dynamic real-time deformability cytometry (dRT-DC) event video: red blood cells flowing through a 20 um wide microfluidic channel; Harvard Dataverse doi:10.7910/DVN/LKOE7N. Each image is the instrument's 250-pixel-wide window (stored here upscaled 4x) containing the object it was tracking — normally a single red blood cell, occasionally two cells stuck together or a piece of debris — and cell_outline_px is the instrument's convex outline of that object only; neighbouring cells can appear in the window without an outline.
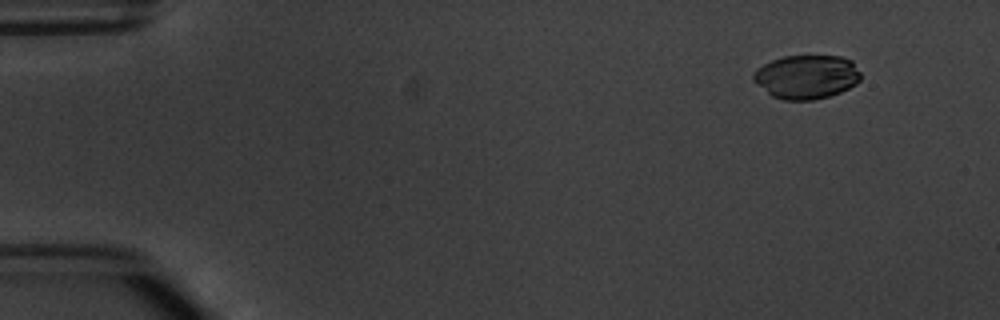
{"species": "common noctule bat (a hibernating species)", "species_latin": "Nyctalus noctula", "temperature_condition": "warm", "stored_images_in_passage": 5, "camera_frame_rate_fps": 3000, "um_per_image_px": 0.085, "animal": {"sex": "male", "body_mass_g": 20.1, "forearm_length_mm": 53.5}, "frame": {"image": 1, "passage_image": 2, "time_ms": 1.333, "image_size_px": [1000, 320], "cell_outline_px": [[860, 80], [856, 84], [840, 92], [828, 96], [812, 100], [784, 100], [772, 96], [756, 84], [752, 80], [752, 76], [756, 68], [772, 60], [784, 56], [840, 56], [852, 60], [860, 72]], "centroid_in_image_um": [68.54, 6.53], "position_along_channel_um": 16.5, "area_um2": 27.51}}